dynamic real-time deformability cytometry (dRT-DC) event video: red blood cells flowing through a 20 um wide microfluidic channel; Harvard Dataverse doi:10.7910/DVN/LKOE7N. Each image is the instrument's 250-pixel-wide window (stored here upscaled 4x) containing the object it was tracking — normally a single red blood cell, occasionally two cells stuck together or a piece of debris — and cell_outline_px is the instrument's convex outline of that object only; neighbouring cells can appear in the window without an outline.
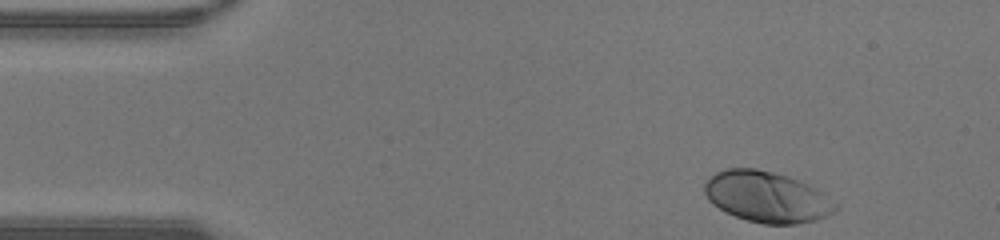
{"species": "human", "species_latin": "Homo sapiens", "temperature_condition": "warm", "stored_images_in_passage": 34, "camera_frame_rate_fps": 3000, "um_per_image_px": 0.085, "donor": {"sex": "male"}, "frame": {"image": 1, "passage_image": 1, "time_ms": 0.0, "image_size_px": [1000, 240], "cell_outline_px": [[836, 208], [832, 212], [816, 220], [796, 224], [764, 224], [748, 220], [736, 216], [712, 204], [708, 200], [704, 192], [704, 184], [716, 172], [728, 168], [756, 168], [788, 176], [800, 180], [808, 184], [820, 192], [836, 204]], "centroid_in_image_um": [65.14, 16.73], "position_along_channel_um": 19.9, "area_um2": 38.32}}
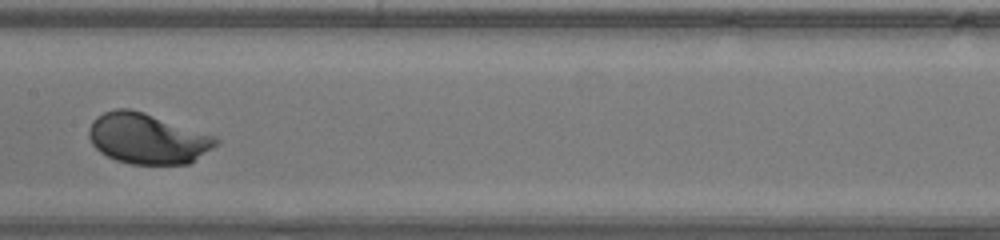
{"frame": {"image": 2, "passage_image": 19, "time_ms": 6.0, "image_size_px": [1000, 240], "cell_outline_px": [[220, 144], [188, 164], [128, 164], [116, 160], [100, 152], [92, 144], [88, 136], [88, 128], [92, 120], [96, 116], [104, 112], [116, 108], [128, 108], [144, 112], [216, 136], [220, 140]], "centroid_in_image_um": [12.53, 11.77], "position_along_channel_um": 194.9, "area_um2": 37.69}}
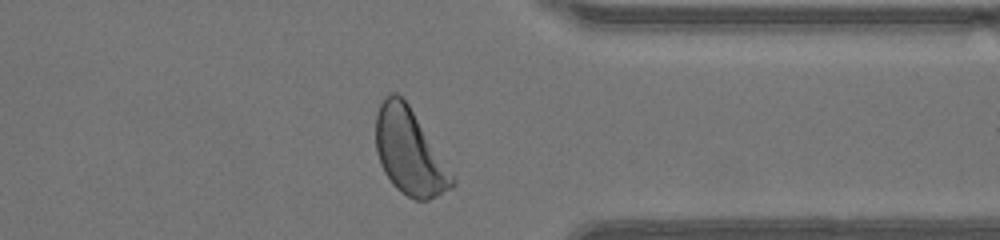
{"frame": {"image": 3, "passage_image": 32, "time_ms": 10.333, "image_size_px": [1000, 240], "cell_outline_px": [[456, 184], [452, 188], [428, 200], [416, 200], [400, 192], [392, 184], [384, 172], [380, 164], [376, 152], [376, 112], [380, 104], [392, 92], [396, 92], [408, 104], [456, 176]], "centroid_in_image_um": [34.83, 12.94], "position_along_channel_um": 376.6, "area_um2": 38.26}, "authors_computed_cell_mechanics": {"area_um2": 36.9342, "velocity_mm_per_s": 4.3664, "shape_relaxation_time_tau1_ms": 1.1738, "shape_relaxation_time_tau2_ms": null, "deformation_change_tau1": 0.1254, "deformation_change_tau2": null}}